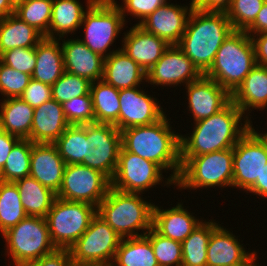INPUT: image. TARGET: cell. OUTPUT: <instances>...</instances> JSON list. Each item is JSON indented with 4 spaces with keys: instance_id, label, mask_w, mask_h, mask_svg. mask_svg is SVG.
Returning <instances> with one entry per match:
<instances>
[{
    "instance_id": "obj_17",
    "label": "cell",
    "mask_w": 267,
    "mask_h": 266,
    "mask_svg": "<svg viewBox=\"0 0 267 266\" xmlns=\"http://www.w3.org/2000/svg\"><path fill=\"white\" fill-rule=\"evenodd\" d=\"M193 8L192 0L189 9L188 6L165 2L138 25L165 40L169 45H178Z\"/></svg>"
},
{
    "instance_id": "obj_45",
    "label": "cell",
    "mask_w": 267,
    "mask_h": 266,
    "mask_svg": "<svg viewBox=\"0 0 267 266\" xmlns=\"http://www.w3.org/2000/svg\"><path fill=\"white\" fill-rule=\"evenodd\" d=\"M124 6H119L125 20V12L130 13L136 19H140L137 24L141 23L149 14L153 13L159 6L163 5L166 0H122ZM123 6V7H122Z\"/></svg>"
},
{
    "instance_id": "obj_25",
    "label": "cell",
    "mask_w": 267,
    "mask_h": 266,
    "mask_svg": "<svg viewBox=\"0 0 267 266\" xmlns=\"http://www.w3.org/2000/svg\"><path fill=\"white\" fill-rule=\"evenodd\" d=\"M183 208L180 203L165 210L154 205L152 227L159 234L182 243L203 221Z\"/></svg>"
},
{
    "instance_id": "obj_16",
    "label": "cell",
    "mask_w": 267,
    "mask_h": 266,
    "mask_svg": "<svg viewBox=\"0 0 267 266\" xmlns=\"http://www.w3.org/2000/svg\"><path fill=\"white\" fill-rule=\"evenodd\" d=\"M202 75L178 45H170L147 72L146 82L154 86H177L181 83L187 85L198 80Z\"/></svg>"
},
{
    "instance_id": "obj_52",
    "label": "cell",
    "mask_w": 267,
    "mask_h": 266,
    "mask_svg": "<svg viewBox=\"0 0 267 266\" xmlns=\"http://www.w3.org/2000/svg\"><path fill=\"white\" fill-rule=\"evenodd\" d=\"M248 191L267 198V164L263 167L260 178H257L255 184Z\"/></svg>"
},
{
    "instance_id": "obj_22",
    "label": "cell",
    "mask_w": 267,
    "mask_h": 266,
    "mask_svg": "<svg viewBox=\"0 0 267 266\" xmlns=\"http://www.w3.org/2000/svg\"><path fill=\"white\" fill-rule=\"evenodd\" d=\"M254 254L246 252L240 240L219 224L208 242L207 266H241Z\"/></svg>"
},
{
    "instance_id": "obj_55",
    "label": "cell",
    "mask_w": 267,
    "mask_h": 266,
    "mask_svg": "<svg viewBox=\"0 0 267 266\" xmlns=\"http://www.w3.org/2000/svg\"><path fill=\"white\" fill-rule=\"evenodd\" d=\"M26 0H10V3L16 8L19 4L24 3Z\"/></svg>"
},
{
    "instance_id": "obj_2",
    "label": "cell",
    "mask_w": 267,
    "mask_h": 266,
    "mask_svg": "<svg viewBox=\"0 0 267 266\" xmlns=\"http://www.w3.org/2000/svg\"><path fill=\"white\" fill-rule=\"evenodd\" d=\"M166 117L151 125L121 130V145L126 151L150 160L164 170H173L165 183L175 185L181 171L180 134L171 131Z\"/></svg>"
},
{
    "instance_id": "obj_19",
    "label": "cell",
    "mask_w": 267,
    "mask_h": 266,
    "mask_svg": "<svg viewBox=\"0 0 267 266\" xmlns=\"http://www.w3.org/2000/svg\"><path fill=\"white\" fill-rule=\"evenodd\" d=\"M66 163L54 143H33L29 176L58 193Z\"/></svg>"
},
{
    "instance_id": "obj_33",
    "label": "cell",
    "mask_w": 267,
    "mask_h": 266,
    "mask_svg": "<svg viewBox=\"0 0 267 266\" xmlns=\"http://www.w3.org/2000/svg\"><path fill=\"white\" fill-rule=\"evenodd\" d=\"M95 123L114 124L119 117V90L105 83L103 80L91 83Z\"/></svg>"
},
{
    "instance_id": "obj_51",
    "label": "cell",
    "mask_w": 267,
    "mask_h": 266,
    "mask_svg": "<svg viewBox=\"0 0 267 266\" xmlns=\"http://www.w3.org/2000/svg\"><path fill=\"white\" fill-rule=\"evenodd\" d=\"M245 31L249 35L267 32V0L257 14L255 21Z\"/></svg>"
},
{
    "instance_id": "obj_54",
    "label": "cell",
    "mask_w": 267,
    "mask_h": 266,
    "mask_svg": "<svg viewBox=\"0 0 267 266\" xmlns=\"http://www.w3.org/2000/svg\"><path fill=\"white\" fill-rule=\"evenodd\" d=\"M257 254H256V252H255V254L251 257V258H249L243 265H241V266H260L259 265V263H257L256 264V260H257Z\"/></svg>"
},
{
    "instance_id": "obj_32",
    "label": "cell",
    "mask_w": 267,
    "mask_h": 266,
    "mask_svg": "<svg viewBox=\"0 0 267 266\" xmlns=\"http://www.w3.org/2000/svg\"><path fill=\"white\" fill-rule=\"evenodd\" d=\"M111 266H159L150 240L140 237L122 238Z\"/></svg>"
},
{
    "instance_id": "obj_8",
    "label": "cell",
    "mask_w": 267,
    "mask_h": 266,
    "mask_svg": "<svg viewBox=\"0 0 267 266\" xmlns=\"http://www.w3.org/2000/svg\"><path fill=\"white\" fill-rule=\"evenodd\" d=\"M96 214L97 207L92 204L56 197L46 216L52 243L58 249H70Z\"/></svg>"
},
{
    "instance_id": "obj_42",
    "label": "cell",
    "mask_w": 267,
    "mask_h": 266,
    "mask_svg": "<svg viewBox=\"0 0 267 266\" xmlns=\"http://www.w3.org/2000/svg\"><path fill=\"white\" fill-rule=\"evenodd\" d=\"M62 106L65 118L70 125L95 123L91 93L70 99Z\"/></svg>"
},
{
    "instance_id": "obj_31",
    "label": "cell",
    "mask_w": 267,
    "mask_h": 266,
    "mask_svg": "<svg viewBox=\"0 0 267 266\" xmlns=\"http://www.w3.org/2000/svg\"><path fill=\"white\" fill-rule=\"evenodd\" d=\"M15 183L26 214L28 216L46 218L56 199V193L31 176L18 179Z\"/></svg>"
},
{
    "instance_id": "obj_1",
    "label": "cell",
    "mask_w": 267,
    "mask_h": 266,
    "mask_svg": "<svg viewBox=\"0 0 267 266\" xmlns=\"http://www.w3.org/2000/svg\"><path fill=\"white\" fill-rule=\"evenodd\" d=\"M243 116L242 111L231 101L218 113L195 122L190 137L180 135V157H194L233 148L253 126L248 115L246 119H242ZM241 119L245 120V124L241 123Z\"/></svg>"
},
{
    "instance_id": "obj_29",
    "label": "cell",
    "mask_w": 267,
    "mask_h": 266,
    "mask_svg": "<svg viewBox=\"0 0 267 266\" xmlns=\"http://www.w3.org/2000/svg\"><path fill=\"white\" fill-rule=\"evenodd\" d=\"M34 108L21 98H4L0 104V129L20 139H29Z\"/></svg>"
},
{
    "instance_id": "obj_6",
    "label": "cell",
    "mask_w": 267,
    "mask_h": 266,
    "mask_svg": "<svg viewBox=\"0 0 267 266\" xmlns=\"http://www.w3.org/2000/svg\"><path fill=\"white\" fill-rule=\"evenodd\" d=\"M180 158L181 171L175 182L180 189L233 187V148Z\"/></svg>"
},
{
    "instance_id": "obj_37",
    "label": "cell",
    "mask_w": 267,
    "mask_h": 266,
    "mask_svg": "<svg viewBox=\"0 0 267 266\" xmlns=\"http://www.w3.org/2000/svg\"><path fill=\"white\" fill-rule=\"evenodd\" d=\"M86 124L69 125L54 142L67 164H81L85 158Z\"/></svg>"
},
{
    "instance_id": "obj_9",
    "label": "cell",
    "mask_w": 267,
    "mask_h": 266,
    "mask_svg": "<svg viewBox=\"0 0 267 266\" xmlns=\"http://www.w3.org/2000/svg\"><path fill=\"white\" fill-rule=\"evenodd\" d=\"M124 17L115 0H96L85 12L82 24L83 40L89 49L107 58L114 51L108 49L125 25Z\"/></svg>"
},
{
    "instance_id": "obj_4",
    "label": "cell",
    "mask_w": 267,
    "mask_h": 266,
    "mask_svg": "<svg viewBox=\"0 0 267 266\" xmlns=\"http://www.w3.org/2000/svg\"><path fill=\"white\" fill-rule=\"evenodd\" d=\"M153 207L154 204L145 201L139 193L121 192L110 187L97 207V214L121 238L140 237L152 228ZM137 230L146 231L139 234Z\"/></svg>"
},
{
    "instance_id": "obj_20",
    "label": "cell",
    "mask_w": 267,
    "mask_h": 266,
    "mask_svg": "<svg viewBox=\"0 0 267 266\" xmlns=\"http://www.w3.org/2000/svg\"><path fill=\"white\" fill-rule=\"evenodd\" d=\"M122 40L121 49L134 60L146 73L169 48V44L160 37L145 31L138 24L130 28Z\"/></svg>"
},
{
    "instance_id": "obj_34",
    "label": "cell",
    "mask_w": 267,
    "mask_h": 266,
    "mask_svg": "<svg viewBox=\"0 0 267 266\" xmlns=\"http://www.w3.org/2000/svg\"><path fill=\"white\" fill-rule=\"evenodd\" d=\"M219 225L214 221H202L182 242V266H207V246L211 233Z\"/></svg>"
},
{
    "instance_id": "obj_36",
    "label": "cell",
    "mask_w": 267,
    "mask_h": 266,
    "mask_svg": "<svg viewBox=\"0 0 267 266\" xmlns=\"http://www.w3.org/2000/svg\"><path fill=\"white\" fill-rule=\"evenodd\" d=\"M32 142L19 139L11 149L5 165L0 172V181L15 182L29 176L31 167Z\"/></svg>"
},
{
    "instance_id": "obj_18",
    "label": "cell",
    "mask_w": 267,
    "mask_h": 266,
    "mask_svg": "<svg viewBox=\"0 0 267 266\" xmlns=\"http://www.w3.org/2000/svg\"><path fill=\"white\" fill-rule=\"evenodd\" d=\"M189 111L194 121L209 118L231 102V94L214 80L202 75L185 86Z\"/></svg>"
},
{
    "instance_id": "obj_12",
    "label": "cell",
    "mask_w": 267,
    "mask_h": 266,
    "mask_svg": "<svg viewBox=\"0 0 267 266\" xmlns=\"http://www.w3.org/2000/svg\"><path fill=\"white\" fill-rule=\"evenodd\" d=\"M267 164V133L251 129L233 147V187L248 190Z\"/></svg>"
},
{
    "instance_id": "obj_39",
    "label": "cell",
    "mask_w": 267,
    "mask_h": 266,
    "mask_svg": "<svg viewBox=\"0 0 267 266\" xmlns=\"http://www.w3.org/2000/svg\"><path fill=\"white\" fill-rule=\"evenodd\" d=\"M159 266H182V243L159 234L153 227L145 234Z\"/></svg>"
},
{
    "instance_id": "obj_13",
    "label": "cell",
    "mask_w": 267,
    "mask_h": 266,
    "mask_svg": "<svg viewBox=\"0 0 267 266\" xmlns=\"http://www.w3.org/2000/svg\"><path fill=\"white\" fill-rule=\"evenodd\" d=\"M110 187V180L100 171L81 164H67L56 197L98 207Z\"/></svg>"
},
{
    "instance_id": "obj_43",
    "label": "cell",
    "mask_w": 267,
    "mask_h": 266,
    "mask_svg": "<svg viewBox=\"0 0 267 266\" xmlns=\"http://www.w3.org/2000/svg\"><path fill=\"white\" fill-rule=\"evenodd\" d=\"M31 75L17 71L0 61V93L7 98L20 97Z\"/></svg>"
},
{
    "instance_id": "obj_23",
    "label": "cell",
    "mask_w": 267,
    "mask_h": 266,
    "mask_svg": "<svg viewBox=\"0 0 267 266\" xmlns=\"http://www.w3.org/2000/svg\"><path fill=\"white\" fill-rule=\"evenodd\" d=\"M70 124L63 106L54 99L34 108L30 141L33 143H54Z\"/></svg>"
},
{
    "instance_id": "obj_7",
    "label": "cell",
    "mask_w": 267,
    "mask_h": 266,
    "mask_svg": "<svg viewBox=\"0 0 267 266\" xmlns=\"http://www.w3.org/2000/svg\"><path fill=\"white\" fill-rule=\"evenodd\" d=\"M2 236L15 266H27L57 249L50 238L46 218L42 217L27 216Z\"/></svg>"
},
{
    "instance_id": "obj_46",
    "label": "cell",
    "mask_w": 267,
    "mask_h": 266,
    "mask_svg": "<svg viewBox=\"0 0 267 266\" xmlns=\"http://www.w3.org/2000/svg\"><path fill=\"white\" fill-rule=\"evenodd\" d=\"M19 98L28 103L31 107L36 108L52 99V87L51 85L31 78L28 86L24 89Z\"/></svg>"
},
{
    "instance_id": "obj_15",
    "label": "cell",
    "mask_w": 267,
    "mask_h": 266,
    "mask_svg": "<svg viewBox=\"0 0 267 266\" xmlns=\"http://www.w3.org/2000/svg\"><path fill=\"white\" fill-rule=\"evenodd\" d=\"M119 100V117L113 125L120 131L136 126L151 125L165 116L157 99L137 87L119 90Z\"/></svg>"
},
{
    "instance_id": "obj_21",
    "label": "cell",
    "mask_w": 267,
    "mask_h": 266,
    "mask_svg": "<svg viewBox=\"0 0 267 266\" xmlns=\"http://www.w3.org/2000/svg\"><path fill=\"white\" fill-rule=\"evenodd\" d=\"M63 40L61 46L65 71L86 78L90 82L102 80L104 58L78 38Z\"/></svg>"
},
{
    "instance_id": "obj_50",
    "label": "cell",
    "mask_w": 267,
    "mask_h": 266,
    "mask_svg": "<svg viewBox=\"0 0 267 266\" xmlns=\"http://www.w3.org/2000/svg\"><path fill=\"white\" fill-rule=\"evenodd\" d=\"M20 138L0 129V172L2 171L9 153Z\"/></svg>"
},
{
    "instance_id": "obj_44",
    "label": "cell",
    "mask_w": 267,
    "mask_h": 266,
    "mask_svg": "<svg viewBox=\"0 0 267 266\" xmlns=\"http://www.w3.org/2000/svg\"><path fill=\"white\" fill-rule=\"evenodd\" d=\"M0 61L17 71L32 75L36 65L35 47L7 50L0 55Z\"/></svg>"
},
{
    "instance_id": "obj_40",
    "label": "cell",
    "mask_w": 267,
    "mask_h": 266,
    "mask_svg": "<svg viewBox=\"0 0 267 266\" xmlns=\"http://www.w3.org/2000/svg\"><path fill=\"white\" fill-rule=\"evenodd\" d=\"M91 83L88 79L64 72L63 75L51 86L52 99L63 104L75 97L90 93Z\"/></svg>"
},
{
    "instance_id": "obj_41",
    "label": "cell",
    "mask_w": 267,
    "mask_h": 266,
    "mask_svg": "<svg viewBox=\"0 0 267 266\" xmlns=\"http://www.w3.org/2000/svg\"><path fill=\"white\" fill-rule=\"evenodd\" d=\"M266 0H232L226 15L233 30L245 31L256 19Z\"/></svg>"
},
{
    "instance_id": "obj_11",
    "label": "cell",
    "mask_w": 267,
    "mask_h": 266,
    "mask_svg": "<svg viewBox=\"0 0 267 266\" xmlns=\"http://www.w3.org/2000/svg\"><path fill=\"white\" fill-rule=\"evenodd\" d=\"M121 146V131L113 124H86L85 158L81 165L100 171L111 181Z\"/></svg>"
},
{
    "instance_id": "obj_28",
    "label": "cell",
    "mask_w": 267,
    "mask_h": 266,
    "mask_svg": "<svg viewBox=\"0 0 267 266\" xmlns=\"http://www.w3.org/2000/svg\"><path fill=\"white\" fill-rule=\"evenodd\" d=\"M95 1L87 0V8L84 10L79 0H53L48 38L56 39L59 36L60 40L67 33H74L82 26L85 12Z\"/></svg>"
},
{
    "instance_id": "obj_48",
    "label": "cell",
    "mask_w": 267,
    "mask_h": 266,
    "mask_svg": "<svg viewBox=\"0 0 267 266\" xmlns=\"http://www.w3.org/2000/svg\"><path fill=\"white\" fill-rule=\"evenodd\" d=\"M249 36L254 47L256 64L267 66V32Z\"/></svg>"
},
{
    "instance_id": "obj_49",
    "label": "cell",
    "mask_w": 267,
    "mask_h": 266,
    "mask_svg": "<svg viewBox=\"0 0 267 266\" xmlns=\"http://www.w3.org/2000/svg\"><path fill=\"white\" fill-rule=\"evenodd\" d=\"M195 9L205 12H225L230 8L232 0H192Z\"/></svg>"
},
{
    "instance_id": "obj_47",
    "label": "cell",
    "mask_w": 267,
    "mask_h": 266,
    "mask_svg": "<svg viewBox=\"0 0 267 266\" xmlns=\"http://www.w3.org/2000/svg\"><path fill=\"white\" fill-rule=\"evenodd\" d=\"M69 249H56L27 266H73Z\"/></svg>"
},
{
    "instance_id": "obj_5",
    "label": "cell",
    "mask_w": 267,
    "mask_h": 266,
    "mask_svg": "<svg viewBox=\"0 0 267 266\" xmlns=\"http://www.w3.org/2000/svg\"><path fill=\"white\" fill-rule=\"evenodd\" d=\"M256 65L254 47L246 31L234 30L221 44L203 74L232 94Z\"/></svg>"
},
{
    "instance_id": "obj_27",
    "label": "cell",
    "mask_w": 267,
    "mask_h": 266,
    "mask_svg": "<svg viewBox=\"0 0 267 266\" xmlns=\"http://www.w3.org/2000/svg\"><path fill=\"white\" fill-rule=\"evenodd\" d=\"M59 39L44 37L35 47L36 65L31 78L53 85L65 72L63 52Z\"/></svg>"
},
{
    "instance_id": "obj_38",
    "label": "cell",
    "mask_w": 267,
    "mask_h": 266,
    "mask_svg": "<svg viewBox=\"0 0 267 266\" xmlns=\"http://www.w3.org/2000/svg\"><path fill=\"white\" fill-rule=\"evenodd\" d=\"M53 0H26L15 8L14 14L48 38Z\"/></svg>"
},
{
    "instance_id": "obj_14",
    "label": "cell",
    "mask_w": 267,
    "mask_h": 266,
    "mask_svg": "<svg viewBox=\"0 0 267 266\" xmlns=\"http://www.w3.org/2000/svg\"><path fill=\"white\" fill-rule=\"evenodd\" d=\"M162 171L156 163L130 153L121 146L117 167L110 181L111 187L121 192L141 194L163 181Z\"/></svg>"
},
{
    "instance_id": "obj_24",
    "label": "cell",
    "mask_w": 267,
    "mask_h": 266,
    "mask_svg": "<svg viewBox=\"0 0 267 266\" xmlns=\"http://www.w3.org/2000/svg\"><path fill=\"white\" fill-rule=\"evenodd\" d=\"M102 80L118 90L139 88L147 73L120 48L104 58Z\"/></svg>"
},
{
    "instance_id": "obj_30",
    "label": "cell",
    "mask_w": 267,
    "mask_h": 266,
    "mask_svg": "<svg viewBox=\"0 0 267 266\" xmlns=\"http://www.w3.org/2000/svg\"><path fill=\"white\" fill-rule=\"evenodd\" d=\"M44 36L15 14L0 19V55L14 48L36 47Z\"/></svg>"
},
{
    "instance_id": "obj_10",
    "label": "cell",
    "mask_w": 267,
    "mask_h": 266,
    "mask_svg": "<svg viewBox=\"0 0 267 266\" xmlns=\"http://www.w3.org/2000/svg\"><path fill=\"white\" fill-rule=\"evenodd\" d=\"M122 238L96 214L69 249L74 265L111 266Z\"/></svg>"
},
{
    "instance_id": "obj_35",
    "label": "cell",
    "mask_w": 267,
    "mask_h": 266,
    "mask_svg": "<svg viewBox=\"0 0 267 266\" xmlns=\"http://www.w3.org/2000/svg\"><path fill=\"white\" fill-rule=\"evenodd\" d=\"M26 214L15 182L0 181V232L3 234L25 219Z\"/></svg>"
},
{
    "instance_id": "obj_53",
    "label": "cell",
    "mask_w": 267,
    "mask_h": 266,
    "mask_svg": "<svg viewBox=\"0 0 267 266\" xmlns=\"http://www.w3.org/2000/svg\"><path fill=\"white\" fill-rule=\"evenodd\" d=\"M14 12L15 7L10 3V0H0V19L14 14Z\"/></svg>"
},
{
    "instance_id": "obj_3",
    "label": "cell",
    "mask_w": 267,
    "mask_h": 266,
    "mask_svg": "<svg viewBox=\"0 0 267 266\" xmlns=\"http://www.w3.org/2000/svg\"><path fill=\"white\" fill-rule=\"evenodd\" d=\"M233 31L225 12H205L193 8L178 46L204 74L212 65L221 44Z\"/></svg>"
},
{
    "instance_id": "obj_26",
    "label": "cell",
    "mask_w": 267,
    "mask_h": 266,
    "mask_svg": "<svg viewBox=\"0 0 267 266\" xmlns=\"http://www.w3.org/2000/svg\"><path fill=\"white\" fill-rule=\"evenodd\" d=\"M231 101L243 114L250 108L263 110L267 106V66L256 64L231 94Z\"/></svg>"
}]
</instances>
